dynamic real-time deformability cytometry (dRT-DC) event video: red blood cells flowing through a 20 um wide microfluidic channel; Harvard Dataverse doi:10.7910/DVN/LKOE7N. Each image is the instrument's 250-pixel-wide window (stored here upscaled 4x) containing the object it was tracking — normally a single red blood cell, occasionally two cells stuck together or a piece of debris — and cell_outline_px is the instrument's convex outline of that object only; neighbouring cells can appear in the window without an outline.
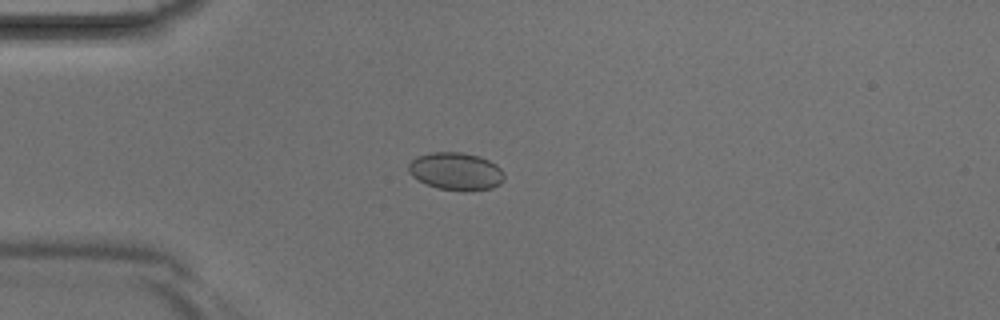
{"species": "Egyptian fruit bat (a non-hibernating species)", "species_latin": "Rousettus aegyptiacus", "temperature_condition": "room temperature", "stored_images_in_passage": 3, "camera_frame_rate_fps": 3000, "um_per_image_px": 0.085, "animal": {"sex": "male"}, "frame": {"image": 1, "passage_image": 3, "time_ms": 0.667, "image_size_px": [1000, 320], "cell_outline_px": [[504, 180], [500, 184], [492, 188], [464, 192], [436, 188], [412, 176], [408, 172], [408, 164], [416, 156], [428, 152], [464, 152], [480, 156], [496, 164], [504, 172]], "centroid_in_image_um": [38.76, 14.56], "position_along_channel_um": 46.2, "area_um2": 21.33}}